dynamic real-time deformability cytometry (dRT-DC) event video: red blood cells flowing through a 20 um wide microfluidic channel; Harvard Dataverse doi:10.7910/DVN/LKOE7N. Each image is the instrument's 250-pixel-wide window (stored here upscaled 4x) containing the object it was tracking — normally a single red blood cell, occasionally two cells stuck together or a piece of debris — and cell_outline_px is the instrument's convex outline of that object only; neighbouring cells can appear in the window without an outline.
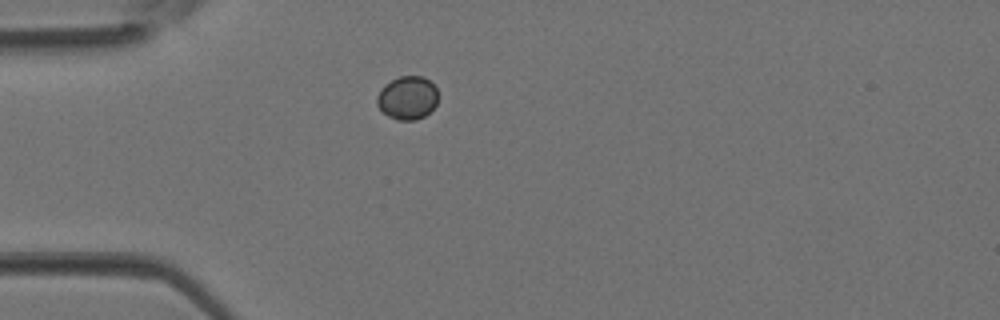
{"species": "Egyptian fruit bat (a non-hibernating species)", "species_latin": "Rousettus aegyptiacus", "temperature_condition": "room temperature", "stored_images_in_passage": 4, "camera_frame_rate_fps": 3000, "um_per_image_px": 0.085, "animal": {"sex": "female"}, "frame": {"image": 1, "passage_image": 4, "time_ms": 1.0, "image_size_px": [1000, 320], "cell_outline_px": [[436, 104], [424, 116], [416, 120], [396, 120], [388, 116], [376, 104], [376, 96], [380, 88], [384, 84], [400, 76], [424, 76], [436, 88]], "centroid_in_image_um": [34.59, 8.31], "position_along_channel_um": 50.4, "area_um2": 15.37}}